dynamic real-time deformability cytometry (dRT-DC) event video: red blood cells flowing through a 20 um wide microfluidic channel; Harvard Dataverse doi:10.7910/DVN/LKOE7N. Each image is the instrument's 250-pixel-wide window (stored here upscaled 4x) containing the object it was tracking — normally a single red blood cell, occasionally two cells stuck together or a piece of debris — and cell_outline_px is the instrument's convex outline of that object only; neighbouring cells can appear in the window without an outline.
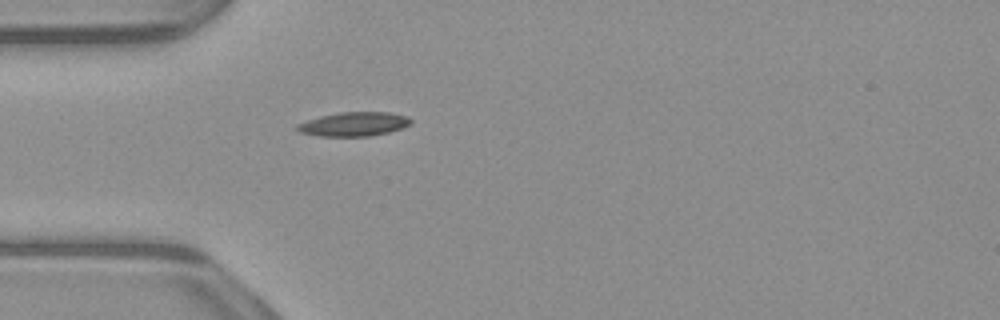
{"species": "common noctule bat (a hibernating species)", "species_latin": "Nyctalus noctula", "temperature_condition": "warm", "stored_images_in_passage": 38, "camera_frame_rate_fps": 3000, "um_per_image_px": 0.085, "animal": {"sex": "male", "body_mass_g": 23.1, "forearm_length_mm": 52.7}, "frame": {"image": 1, "passage_image": 1, "time_ms": 0.0, "image_size_px": [1000, 320], "cell_outline_px": [[412, 124], [388, 132], [368, 136], [320, 136], [300, 132], [296, 128], [296, 124], [320, 116], [340, 112], [388, 112], [408, 116], [412, 120]], "centroid_in_image_um": [30.09, 10.54], "position_along_channel_um": 54.9, "area_um2": 15.84}}
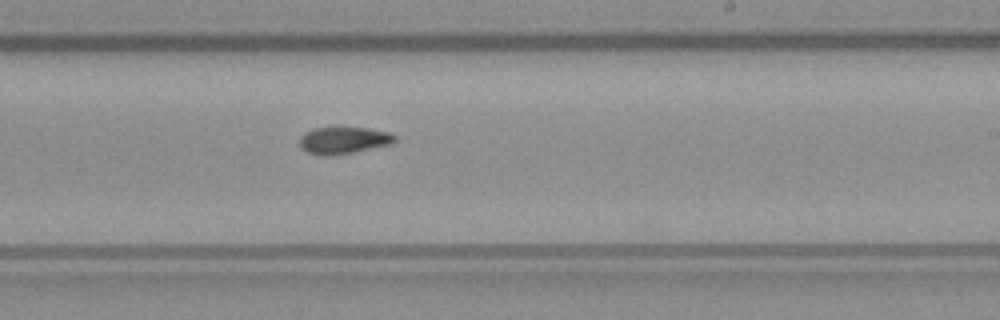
{"frame": {"image": 2, "passage_image": 17, "time_ms": 5.333, "image_size_px": [1000, 320], "cell_outline_px": [[396, 140], [392, 144], [352, 152], [328, 156], [304, 152], [300, 148], [300, 136], [304, 132], [312, 128], [368, 128], [388, 132], [396, 136]], "centroid_in_image_um": [29.17, 11.93], "position_along_channel_um": 259.8, "area_um2": 14.91}}
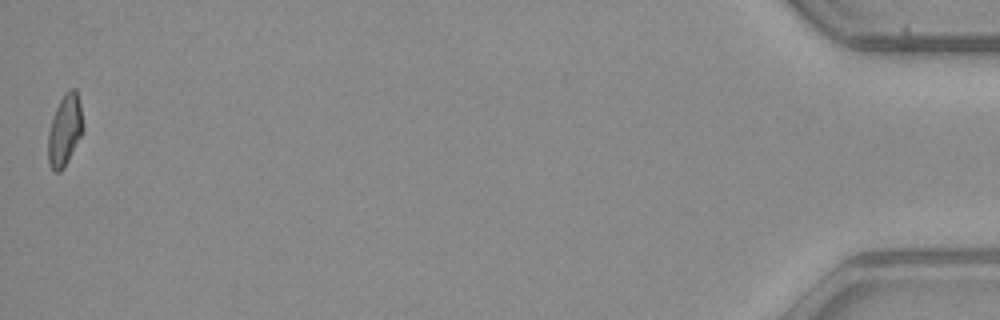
{"frame": {"image": 3, "passage_image": 38, "time_ms": 12.333, "image_size_px": [1000, 320], "cell_outline_px": [[84, 132], [64, 168], [60, 172], [56, 172], [48, 164], [48, 132], [56, 108], [64, 92], [68, 88], [76, 88], [80, 104], [84, 128]], "centroid_in_image_um": [5.52, 11.06], "position_along_channel_um": 429.7, "area_um2": 14.74}, "authors_computed_cell_mechanics": {"area_um2": 14.739, "velocity_mm_per_s": 3.9283, "shape_relaxation_time_tau1_ms": 7.01, "shape_relaxation_time_tau2_ms": 8.8721, "deformation_change_tau1": 0.2066, "deformation_change_tau2": 0.1629}}